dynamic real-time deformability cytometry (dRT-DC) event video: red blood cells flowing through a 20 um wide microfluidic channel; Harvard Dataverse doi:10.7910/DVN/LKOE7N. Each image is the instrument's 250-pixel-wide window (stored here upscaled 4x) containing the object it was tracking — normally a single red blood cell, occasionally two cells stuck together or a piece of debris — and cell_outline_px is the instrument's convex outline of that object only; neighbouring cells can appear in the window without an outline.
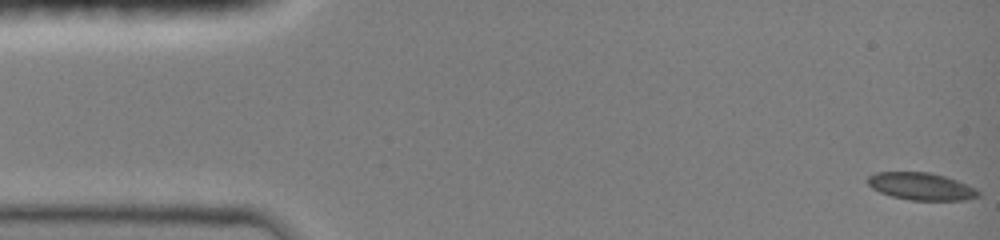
{"species": "common noctule bat (a hibernating species)", "species_latin": "Nyctalus noctula", "temperature_condition": "room temperature", "stored_images_in_passage": 48, "camera_frame_rate_fps": 3000, "um_per_image_px": 0.085, "animal": {"sex": "female", "body_mass_g": 19.0, "forearm_length_mm": 51.5}, "frame": {"image": 1, "passage_image": 1, "time_ms": 0.0, "image_size_px": [1000, 240], "cell_outline_px": [[980, 196], [964, 200], [908, 200], [892, 196], [880, 192], [872, 188], [868, 184], [868, 176], [876, 172], [928, 172], [944, 176], [956, 180], [976, 188], [980, 192]], "centroid_in_image_um": [78.3, 15.84], "position_along_channel_um": 6.7, "area_um2": 17.57}}
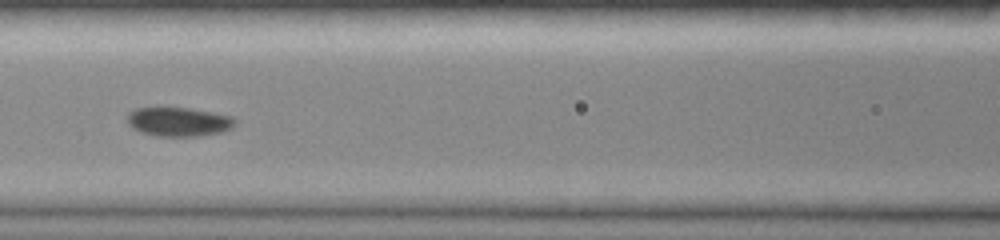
{"frame": {"image": 2, "passage_image": 21, "time_ms": 6.667, "image_size_px": [1000, 240], "cell_outline_px": [[236, 124], [232, 128], [224, 132], [200, 136], [156, 136], [132, 128], [128, 124], [128, 112], [136, 108], [160, 104], [188, 108], [212, 112], [232, 116], [236, 120]], "centroid_in_image_um": [15.17, 10.3], "position_along_channel_um": 151.4, "area_um2": 19.02}}
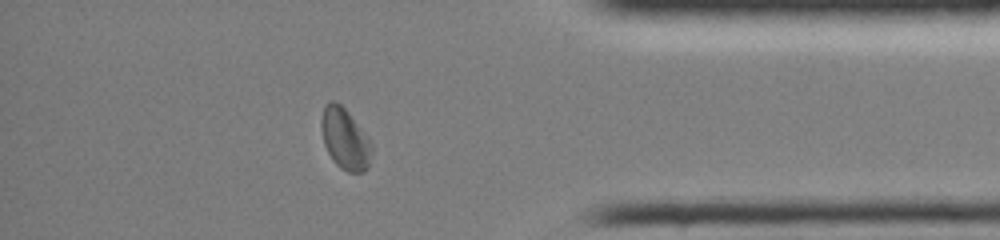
{"frame": {"image": 3, "passage_image": 41, "time_ms": 13.333, "image_size_px": [1000, 240], "cell_outline_px": [[372, 152], [368, 168], [364, 172], [348, 172], [340, 168], [332, 160], [324, 144], [320, 128], [320, 120], [324, 104], [332, 100], [340, 104], [348, 112], [372, 144]], "centroid_in_image_um": [29.29, 11.81], "position_along_channel_um": 405.9, "area_um2": 17.98}, "authors_computed_cell_mechanics": {"area_um2": 17.8602, "velocity_mm_per_s": 4.025, "shape_relaxation_time_tau1_ms": 3.4743, "shape_relaxation_time_tau2_ms": 5.8609, "deformation_change_tau1": 0.0801, "deformation_change_tau2": 0.0486}}